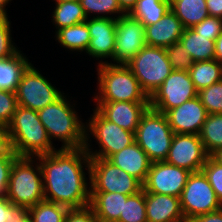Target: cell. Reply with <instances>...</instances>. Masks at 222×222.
<instances>
[{
    "label": "cell",
    "instance_id": "6da1fadb",
    "mask_svg": "<svg viewBox=\"0 0 222 222\" xmlns=\"http://www.w3.org/2000/svg\"><path fill=\"white\" fill-rule=\"evenodd\" d=\"M37 159L42 170L46 201L69 209L89 205L90 156L84 147L58 148L50 154L37 156Z\"/></svg>",
    "mask_w": 222,
    "mask_h": 222
},
{
    "label": "cell",
    "instance_id": "7a4b0ae2",
    "mask_svg": "<svg viewBox=\"0 0 222 222\" xmlns=\"http://www.w3.org/2000/svg\"><path fill=\"white\" fill-rule=\"evenodd\" d=\"M7 134L10 148L20 157H37L57 150L38 112L29 108L17 106L7 125Z\"/></svg>",
    "mask_w": 222,
    "mask_h": 222
},
{
    "label": "cell",
    "instance_id": "3957f363",
    "mask_svg": "<svg viewBox=\"0 0 222 222\" xmlns=\"http://www.w3.org/2000/svg\"><path fill=\"white\" fill-rule=\"evenodd\" d=\"M70 98L63 94L55 102L37 111L51 142L61 141L63 144L60 148L63 149L84 147L86 139V123L78 115L75 104L70 102L73 98Z\"/></svg>",
    "mask_w": 222,
    "mask_h": 222
},
{
    "label": "cell",
    "instance_id": "277c9868",
    "mask_svg": "<svg viewBox=\"0 0 222 222\" xmlns=\"http://www.w3.org/2000/svg\"><path fill=\"white\" fill-rule=\"evenodd\" d=\"M97 90L94 102H149L137 78L125 64L97 65Z\"/></svg>",
    "mask_w": 222,
    "mask_h": 222
},
{
    "label": "cell",
    "instance_id": "5b68a950",
    "mask_svg": "<svg viewBox=\"0 0 222 222\" xmlns=\"http://www.w3.org/2000/svg\"><path fill=\"white\" fill-rule=\"evenodd\" d=\"M6 197L12 204L27 208L45 200L42 170L37 157L18 156L14 160Z\"/></svg>",
    "mask_w": 222,
    "mask_h": 222
},
{
    "label": "cell",
    "instance_id": "8992f818",
    "mask_svg": "<svg viewBox=\"0 0 222 222\" xmlns=\"http://www.w3.org/2000/svg\"><path fill=\"white\" fill-rule=\"evenodd\" d=\"M87 121L84 148L90 158L109 159L113 154L135 142V133L107 120L96 108ZM91 136L97 141L99 149L93 150L91 147Z\"/></svg>",
    "mask_w": 222,
    "mask_h": 222
},
{
    "label": "cell",
    "instance_id": "52a82bcc",
    "mask_svg": "<svg viewBox=\"0 0 222 222\" xmlns=\"http://www.w3.org/2000/svg\"><path fill=\"white\" fill-rule=\"evenodd\" d=\"M174 134L166 115L148 107L140 118L135 142L152 162L165 161Z\"/></svg>",
    "mask_w": 222,
    "mask_h": 222
},
{
    "label": "cell",
    "instance_id": "ba28073f",
    "mask_svg": "<svg viewBox=\"0 0 222 222\" xmlns=\"http://www.w3.org/2000/svg\"><path fill=\"white\" fill-rule=\"evenodd\" d=\"M150 97L173 71L165 48L146 45L127 64Z\"/></svg>",
    "mask_w": 222,
    "mask_h": 222
},
{
    "label": "cell",
    "instance_id": "9c48e42d",
    "mask_svg": "<svg viewBox=\"0 0 222 222\" xmlns=\"http://www.w3.org/2000/svg\"><path fill=\"white\" fill-rule=\"evenodd\" d=\"M53 85L30 63L24 70L15 91L18 105L35 111L43 109L65 94Z\"/></svg>",
    "mask_w": 222,
    "mask_h": 222
},
{
    "label": "cell",
    "instance_id": "30bf717a",
    "mask_svg": "<svg viewBox=\"0 0 222 222\" xmlns=\"http://www.w3.org/2000/svg\"><path fill=\"white\" fill-rule=\"evenodd\" d=\"M91 192H115L134 195L143 185L108 159L90 158Z\"/></svg>",
    "mask_w": 222,
    "mask_h": 222
},
{
    "label": "cell",
    "instance_id": "8fae6325",
    "mask_svg": "<svg viewBox=\"0 0 222 222\" xmlns=\"http://www.w3.org/2000/svg\"><path fill=\"white\" fill-rule=\"evenodd\" d=\"M180 202L186 221L222 208L221 202L202 171L191 173L188 176Z\"/></svg>",
    "mask_w": 222,
    "mask_h": 222
},
{
    "label": "cell",
    "instance_id": "7c38bea8",
    "mask_svg": "<svg viewBox=\"0 0 222 222\" xmlns=\"http://www.w3.org/2000/svg\"><path fill=\"white\" fill-rule=\"evenodd\" d=\"M188 71H172L162 85L149 97V107L166 113L184 102L197 97Z\"/></svg>",
    "mask_w": 222,
    "mask_h": 222
},
{
    "label": "cell",
    "instance_id": "4fadbf2b",
    "mask_svg": "<svg viewBox=\"0 0 222 222\" xmlns=\"http://www.w3.org/2000/svg\"><path fill=\"white\" fill-rule=\"evenodd\" d=\"M112 64H127L146 46L143 23L124 14L116 19V39Z\"/></svg>",
    "mask_w": 222,
    "mask_h": 222
},
{
    "label": "cell",
    "instance_id": "5bb4252c",
    "mask_svg": "<svg viewBox=\"0 0 222 222\" xmlns=\"http://www.w3.org/2000/svg\"><path fill=\"white\" fill-rule=\"evenodd\" d=\"M209 155L197 134H174L165 162L188 170L200 172Z\"/></svg>",
    "mask_w": 222,
    "mask_h": 222
},
{
    "label": "cell",
    "instance_id": "9a60e30c",
    "mask_svg": "<svg viewBox=\"0 0 222 222\" xmlns=\"http://www.w3.org/2000/svg\"><path fill=\"white\" fill-rule=\"evenodd\" d=\"M190 174L188 170L165 161L152 162L143 190L148 193L180 197Z\"/></svg>",
    "mask_w": 222,
    "mask_h": 222
},
{
    "label": "cell",
    "instance_id": "2e32d148",
    "mask_svg": "<svg viewBox=\"0 0 222 222\" xmlns=\"http://www.w3.org/2000/svg\"><path fill=\"white\" fill-rule=\"evenodd\" d=\"M91 39L86 53L90 58L99 60L98 65L113 62L115 39H116V20L110 18H89L85 21ZM108 59V60H106ZM104 60V61H103ZM106 60V61H105Z\"/></svg>",
    "mask_w": 222,
    "mask_h": 222
},
{
    "label": "cell",
    "instance_id": "e0dca14e",
    "mask_svg": "<svg viewBox=\"0 0 222 222\" xmlns=\"http://www.w3.org/2000/svg\"><path fill=\"white\" fill-rule=\"evenodd\" d=\"M165 115L175 134L199 135L208 113L197 96L168 110Z\"/></svg>",
    "mask_w": 222,
    "mask_h": 222
},
{
    "label": "cell",
    "instance_id": "ac0fdd59",
    "mask_svg": "<svg viewBox=\"0 0 222 222\" xmlns=\"http://www.w3.org/2000/svg\"><path fill=\"white\" fill-rule=\"evenodd\" d=\"M94 105L107 120L136 133L140 118L149 107V102H95Z\"/></svg>",
    "mask_w": 222,
    "mask_h": 222
},
{
    "label": "cell",
    "instance_id": "d6986e66",
    "mask_svg": "<svg viewBox=\"0 0 222 222\" xmlns=\"http://www.w3.org/2000/svg\"><path fill=\"white\" fill-rule=\"evenodd\" d=\"M185 27L170 9L158 22L145 26L146 45L167 48L179 42Z\"/></svg>",
    "mask_w": 222,
    "mask_h": 222
},
{
    "label": "cell",
    "instance_id": "ffe728a7",
    "mask_svg": "<svg viewBox=\"0 0 222 222\" xmlns=\"http://www.w3.org/2000/svg\"><path fill=\"white\" fill-rule=\"evenodd\" d=\"M147 222L186 221L180 197L145 192Z\"/></svg>",
    "mask_w": 222,
    "mask_h": 222
},
{
    "label": "cell",
    "instance_id": "44dd1931",
    "mask_svg": "<svg viewBox=\"0 0 222 222\" xmlns=\"http://www.w3.org/2000/svg\"><path fill=\"white\" fill-rule=\"evenodd\" d=\"M108 160L135 177L142 185L146 181L152 164L147 154L136 142L113 154Z\"/></svg>",
    "mask_w": 222,
    "mask_h": 222
},
{
    "label": "cell",
    "instance_id": "7402d4cb",
    "mask_svg": "<svg viewBox=\"0 0 222 222\" xmlns=\"http://www.w3.org/2000/svg\"><path fill=\"white\" fill-rule=\"evenodd\" d=\"M128 197L118 192H91L89 206L99 222H118Z\"/></svg>",
    "mask_w": 222,
    "mask_h": 222
},
{
    "label": "cell",
    "instance_id": "603a6c76",
    "mask_svg": "<svg viewBox=\"0 0 222 222\" xmlns=\"http://www.w3.org/2000/svg\"><path fill=\"white\" fill-rule=\"evenodd\" d=\"M29 59L20 50L16 55L0 59V89L15 92Z\"/></svg>",
    "mask_w": 222,
    "mask_h": 222
},
{
    "label": "cell",
    "instance_id": "cb8c5ba5",
    "mask_svg": "<svg viewBox=\"0 0 222 222\" xmlns=\"http://www.w3.org/2000/svg\"><path fill=\"white\" fill-rule=\"evenodd\" d=\"M179 41L189 52L194 62L215 59V41L209 40V37L204 35H199L192 28L185 29Z\"/></svg>",
    "mask_w": 222,
    "mask_h": 222
},
{
    "label": "cell",
    "instance_id": "d4e9b609",
    "mask_svg": "<svg viewBox=\"0 0 222 222\" xmlns=\"http://www.w3.org/2000/svg\"><path fill=\"white\" fill-rule=\"evenodd\" d=\"M55 40L68 51L86 53L90 43V33L86 22L69 27H63L55 32Z\"/></svg>",
    "mask_w": 222,
    "mask_h": 222
},
{
    "label": "cell",
    "instance_id": "484cf974",
    "mask_svg": "<svg viewBox=\"0 0 222 222\" xmlns=\"http://www.w3.org/2000/svg\"><path fill=\"white\" fill-rule=\"evenodd\" d=\"M170 9L185 29L193 28L209 16L205 0H170Z\"/></svg>",
    "mask_w": 222,
    "mask_h": 222
},
{
    "label": "cell",
    "instance_id": "4316f807",
    "mask_svg": "<svg viewBox=\"0 0 222 222\" xmlns=\"http://www.w3.org/2000/svg\"><path fill=\"white\" fill-rule=\"evenodd\" d=\"M54 5L51 22L56 28L55 32L87 20L80 1H55Z\"/></svg>",
    "mask_w": 222,
    "mask_h": 222
},
{
    "label": "cell",
    "instance_id": "83f0119b",
    "mask_svg": "<svg viewBox=\"0 0 222 222\" xmlns=\"http://www.w3.org/2000/svg\"><path fill=\"white\" fill-rule=\"evenodd\" d=\"M188 73L195 89L199 91L222 80V63L216 59L197 61L193 63Z\"/></svg>",
    "mask_w": 222,
    "mask_h": 222
},
{
    "label": "cell",
    "instance_id": "f1b7e54d",
    "mask_svg": "<svg viewBox=\"0 0 222 222\" xmlns=\"http://www.w3.org/2000/svg\"><path fill=\"white\" fill-rule=\"evenodd\" d=\"M169 10L170 0H137L129 14L145 27L158 22Z\"/></svg>",
    "mask_w": 222,
    "mask_h": 222
},
{
    "label": "cell",
    "instance_id": "f546056e",
    "mask_svg": "<svg viewBox=\"0 0 222 222\" xmlns=\"http://www.w3.org/2000/svg\"><path fill=\"white\" fill-rule=\"evenodd\" d=\"M199 137L209 156L222 149V113L207 115Z\"/></svg>",
    "mask_w": 222,
    "mask_h": 222
},
{
    "label": "cell",
    "instance_id": "4dcf8cb0",
    "mask_svg": "<svg viewBox=\"0 0 222 222\" xmlns=\"http://www.w3.org/2000/svg\"><path fill=\"white\" fill-rule=\"evenodd\" d=\"M80 3L87 19L102 17L116 20L126 14L118 0H80Z\"/></svg>",
    "mask_w": 222,
    "mask_h": 222
},
{
    "label": "cell",
    "instance_id": "1f68e13d",
    "mask_svg": "<svg viewBox=\"0 0 222 222\" xmlns=\"http://www.w3.org/2000/svg\"><path fill=\"white\" fill-rule=\"evenodd\" d=\"M69 208L49 201H41L29 208L30 222H64Z\"/></svg>",
    "mask_w": 222,
    "mask_h": 222
},
{
    "label": "cell",
    "instance_id": "d6a6232c",
    "mask_svg": "<svg viewBox=\"0 0 222 222\" xmlns=\"http://www.w3.org/2000/svg\"><path fill=\"white\" fill-rule=\"evenodd\" d=\"M118 222H147L145 191L143 189L124 201L123 214H120Z\"/></svg>",
    "mask_w": 222,
    "mask_h": 222
},
{
    "label": "cell",
    "instance_id": "836d02e7",
    "mask_svg": "<svg viewBox=\"0 0 222 222\" xmlns=\"http://www.w3.org/2000/svg\"><path fill=\"white\" fill-rule=\"evenodd\" d=\"M197 96L208 114L222 113V80L199 90Z\"/></svg>",
    "mask_w": 222,
    "mask_h": 222
},
{
    "label": "cell",
    "instance_id": "e575fe53",
    "mask_svg": "<svg viewBox=\"0 0 222 222\" xmlns=\"http://www.w3.org/2000/svg\"><path fill=\"white\" fill-rule=\"evenodd\" d=\"M165 50L174 71L190 70L194 61L180 41L170 45L169 47L165 48Z\"/></svg>",
    "mask_w": 222,
    "mask_h": 222
},
{
    "label": "cell",
    "instance_id": "d590c367",
    "mask_svg": "<svg viewBox=\"0 0 222 222\" xmlns=\"http://www.w3.org/2000/svg\"><path fill=\"white\" fill-rule=\"evenodd\" d=\"M11 21L8 18L0 19V59L10 58L20 50L12 40Z\"/></svg>",
    "mask_w": 222,
    "mask_h": 222
},
{
    "label": "cell",
    "instance_id": "8d00e7d4",
    "mask_svg": "<svg viewBox=\"0 0 222 222\" xmlns=\"http://www.w3.org/2000/svg\"><path fill=\"white\" fill-rule=\"evenodd\" d=\"M201 171L207 177L218 200L222 204V165L209 156Z\"/></svg>",
    "mask_w": 222,
    "mask_h": 222
},
{
    "label": "cell",
    "instance_id": "74e56055",
    "mask_svg": "<svg viewBox=\"0 0 222 222\" xmlns=\"http://www.w3.org/2000/svg\"><path fill=\"white\" fill-rule=\"evenodd\" d=\"M18 106L15 92L0 89V124L8 125Z\"/></svg>",
    "mask_w": 222,
    "mask_h": 222
},
{
    "label": "cell",
    "instance_id": "f35d334b",
    "mask_svg": "<svg viewBox=\"0 0 222 222\" xmlns=\"http://www.w3.org/2000/svg\"><path fill=\"white\" fill-rule=\"evenodd\" d=\"M17 157L11 148L0 154V196L7 194L12 164Z\"/></svg>",
    "mask_w": 222,
    "mask_h": 222
},
{
    "label": "cell",
    "instance_id": "ab89813d",
    "mask_svg": "<svg viewBox=\"0 0 222 222\" xmlns=\"http://www.w3.org/2000/svg\"><path fill=\"white\" fill-rule=\"evenodd\" d=\"M192 29L196 31L199 35H204L206 37H209V40L215 41L222 32V19L208 16L200 23L195 25Z\"/></svg>",
    "mask_w": 222,
    "mask_h": 222
},
{
    "label": "cell",
    "instance_id": "60d3db41",
    "mask_svg": "<svg viewBox=\"0 0 222 222\" xmlns=\"http://www.w3.org/2000/svg\"><path fill=\"white\" fill-rule=\"evenodd\" d=\"M64 222H99L92 208L88 205L82 208L69 209Z\"/></svg>",
    "mask_w": 222,
    "mask_h": 222
},
{
    "label": "cell",
    "instance_id": "b9f144b4",
    "mask_svg": "<svg viewBox=\"0 0 222 222\" xmlns=\"http://www.w3.org/2000/svg\"><path fill=\"white\" fill-rule=\"evenodd\" d=\"M8 222H30L29 208L11 203Z\"/></svg>",
    "mask_w": 222,
    "mask_h": 222
},
{
    "label": "cell",
    "instance_id": "7bdbcfd3",
    "mask_svg": "<svg viewBox=\"0 0 222 222\" xmlns=\"http://www.w3.org/2000/svg\"><path fill=\"white\" fill-rule=\"evenodd\" d=\"M189 222H222V208L214 212L198 215Z\"/></svg>",
    "mask_w": 222,
    "mask_h": 222
},
{
    "label": "cell",
    "instance_id": "ee69618b",
    "mask_svg": "<svg viewBox=\"0 0 222 222\" xmlns=\"http://www.w3.org/2000/svg\"><path fill=\"white\" fill-rule=\"evenodd\" d=\"M209 16L222 19V0H205Z\"/></svg>",
    "mask_w": 222,
    "mask_h": 222
},
{
    "label": "cell",
    "instance_id": "f6af8a7d",
    "mask_svg": "<svg viewBox=\"0 0 222 222\" xmlns=\"http://www.w3.org/2000/svg\"><path fill=\"white\" fill-rule=\"evenodd\" d=\"M11 202L6 195L0 196V222H8L9 220V205Z\"/></svg>",
    "mask_w": 222,
    "mask_h": 222
},
{
    "label": "cell",
    "instance_id": "bcb514c9",
    "mask_svg": "<svg viewBox=\"0 0 222 222\" xmlns=\"http://www.w3.org/2000/svg\"><path fill=\"white\" fill-rule=\"evenodd\" d=\"M9 148L7 126L0 124V154L6 152Z\"/></svg>",
    "mask_w": 222,
    "mask_h": 222
},
{
    "label": "cell",
    "instance_id": "7dc6e473",
    "mask_svg": "<svg viewBox=\"0 0 222 222\" xmlns=\"http://www.w3.org/2000/svg\"><path fill=\"white\" fill-rule=\"evenodd\" d=\"M137 0H118L121 9L129 14L131 10L135 7Z\"/></svg>",
    "mask_w": 222,
    "mask_h": 222
},
{
    "label": "cell",
    "instance_id": "c3c4849f",
    "mask_svg": "<svg viewBox=\"0 0 222 222\" xmlns=\"http://www.w3.org/2000/svg\"><path fill=\"white\" fill-rule=\"evenodd\" d=\"M215 59L222 63V32L215 40Z\"/></svg>",
    "mask_w": 222,
    "mask_h": 222
},
{
    "label": "cell",
    "instance_id": "681fc988",
    "mask_svg": "<svg viewBox=\"0 0 222 222\" xmlns=\"http://www.w3.org/2000/svg\"><path fill=\"white\" fill-rule=\"evenodd\" d=\"M11 1L12 0H0V19H5L9 17L6 6L10 4L9 2Z\"/></svg>",
    "mask_w": 222,
    "mask_h": 222
},
{
    "label": "cell",
    "instance_id": "f907efd6",
    "mask_svg": "<svg viewBox=\"0 0 222 222\" xmlns=\"http://www.w3.org/2000/svg\"><path fill=\"white\" fill-rule=\"evenodd\" d=\"M211 157L218 162L220 165H222V149H219L215 153L211 155Z\"/></svg>",
    "mask_w": 222,
    "mask_h": 222
},
{
    "label": "cell",
    "instance_id": "816d5d0a",
    "mask_svg": "<svg viewBox=\"0 0 222 222\" xmlns=\"http://www.w3.org/2000/svg\"><path fill=\"white\" fill-rule=\"evenodd\" d=\"M54 1H80V0H54Z\"/></svg>",
    "mask_w": 222,
    "mask_h": 222
}]
</instances>
